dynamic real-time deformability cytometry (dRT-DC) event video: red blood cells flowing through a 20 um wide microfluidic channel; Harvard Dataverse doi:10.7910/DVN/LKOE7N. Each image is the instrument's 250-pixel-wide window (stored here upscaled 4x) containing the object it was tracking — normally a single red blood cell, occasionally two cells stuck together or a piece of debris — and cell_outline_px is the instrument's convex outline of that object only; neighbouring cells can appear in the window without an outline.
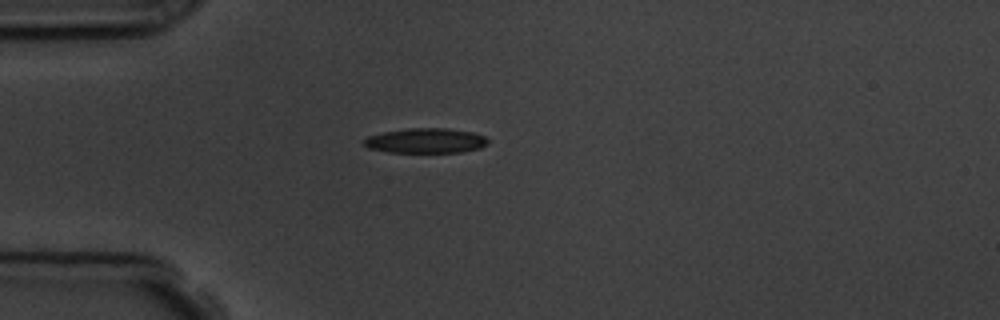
{"species": "common noctule bat (a hibernating species)", "species_latin": "Nyctalus noctula", "temperature_condition": "room temperature", "stored_images_in_passage": 5, "camera_frame_rate_fps": 3000, "um_per_image_px": 0.085, "animal": {"sex": "male", "body_mass_g": 19.5, "forearm_length_mm": 54.6}, "frame": {"image": 1, "passage_image": 4, "time_ms": 3.667, "image_size_px": [1000, 320], "cell_outline_px": [[488, 144], [480, 148], [460, 152], [388, 152], [368, 148], [364, 144], [364, 140], [368, 136], [384, 132], [408, 128], [448, 128], [472, 132], [484, 136], [488, 140]], "centroid_in_image_um": [36.2, 11.95], "position_along_channel_um": 48.8, "area_um2": 17.92}}